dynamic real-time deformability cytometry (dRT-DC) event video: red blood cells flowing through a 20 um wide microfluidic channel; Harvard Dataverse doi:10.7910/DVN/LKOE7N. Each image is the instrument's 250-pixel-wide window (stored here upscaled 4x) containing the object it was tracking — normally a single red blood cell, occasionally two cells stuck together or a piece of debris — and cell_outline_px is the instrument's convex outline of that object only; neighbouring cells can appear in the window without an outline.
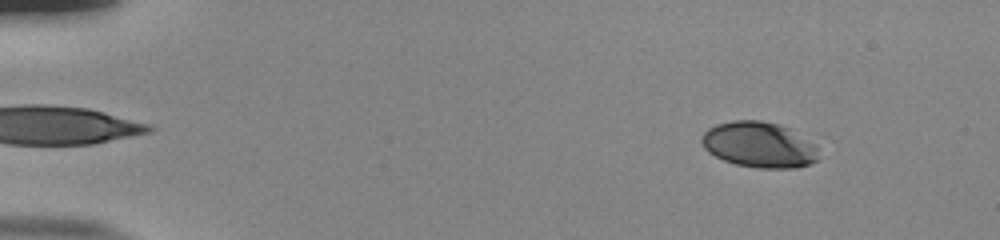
{"species": "human", "species_latin": "Homo sapiens", "temperature_condition": "room temperature", "stored_images_in_passage": 53, "camera_frame_rate_fps": 3000, "um_per_image_px": 0.085, "donor": {"sex": "male"}, "frame": {"image": 1, "passage_image": 5, "time_ms": 1.333, "image_size_px": [1000, 240], "cell_outline_px": [[816, 160], [808, 164], [796, 168], [760, 168], [736, 164], [724, 160], [708, 152], [704, 148], [700, 140], [700, 136], [708, 128], [716, 124], [732, 120], [760, 120], [780, 124], [792, 128], [816, 144]], "centroid_in_image_um": [64.51, 12.28], "position_along_channel_um": 20.5, "area_um2": 31.39}}
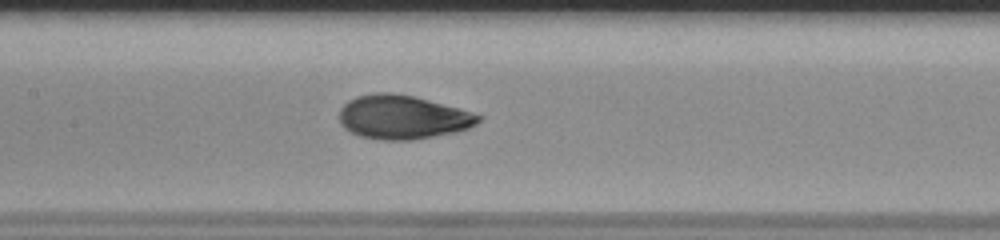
{"frame": {"image": 2, "passage_image": 26, "time_ms": 8.333, "image_size_px": [1000, 240], "cell_outline_px": [[484, 116], [476, 124], [468, 128], [456, 132], [412, 140], [384, 140], [360, 136], [344, 128], [340, 124], [340, 108], [348, 100], [356, 96], [376, 92], [392, 92], [412, 96], [460, 108]], "centroid_in_image_um": [34.22, 9.95], "position_along_channel_um": 173.2, "area_um2": 35.6}}
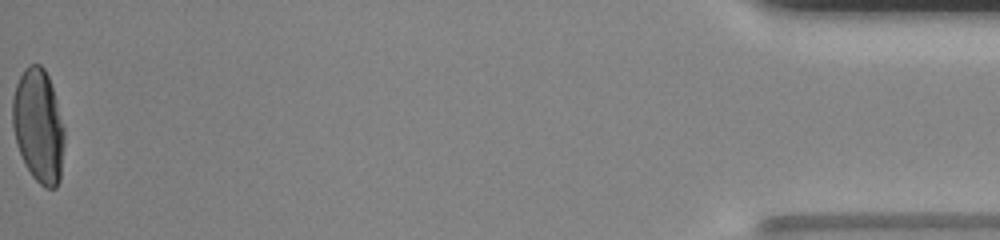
{"frame": {"image": 3, "passage_image": 53, "time_ms": 17.333, "image_size_px": [1000, 240], "cell_outline_px": [[64, 144], [60, 180], [56, 188], [44, 188], [32, 176], [24, 164], [16, 144], [12, 124], [12, 100], [16, 84], [24, 68], [28, 64], [40, 64], [44, 68], [48, 76], [64, 124]], "centroid_in_image_um": [3.26, 10.71], "position_along_channel_um": 431.9, "area_um2": 34.62}, "authors_computed_cell_mechanics": {"area_um2": 34.4488, "velocity_mm_per_s": 3.8654, "shape_relaxation_time_tau1_ms": 5.8108, "shape_relaxation_time_tau2_ms": null, "deformation_change_tau1": 0.2188, "deformation_change_tau2": null}}